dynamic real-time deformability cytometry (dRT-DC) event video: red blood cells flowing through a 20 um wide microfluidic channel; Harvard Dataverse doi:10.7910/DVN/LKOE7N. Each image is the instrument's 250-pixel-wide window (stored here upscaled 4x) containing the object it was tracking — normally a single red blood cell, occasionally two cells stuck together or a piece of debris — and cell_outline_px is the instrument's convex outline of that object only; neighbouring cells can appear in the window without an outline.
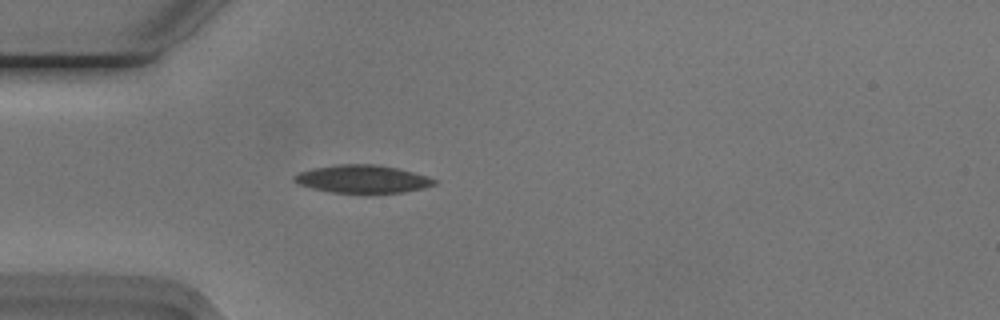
{"species": "Egyptian fruit bat (a non-hibernating species)", "species_latin": "Rousettus aegyptiacus", "temperature_condition": "cold", "stored_images_in_passage": 40, "camera_frame_rate_fps": 3000, "um_per_image_px": 0.085, "animal": {"sex": "male"}, "frame": {"image": 1, "passage_image": 1, "time_ms": 0.0, "image_size_px": [1000, 320], "cell_outline_px": [[436, 184], [424, 188], [404, 192], [364, 196], [332, 192], [312, 188], [300, 184], [292, 180], [292, 176], [300, 172], [312, 168], [336, 164], [372, 164], [396, 168], [412, 172], [436, 180]], "centroid_in_image_um": [30.78, 15.26], "position_along_channel_um": 54.2, "area_um2": 23.41}}
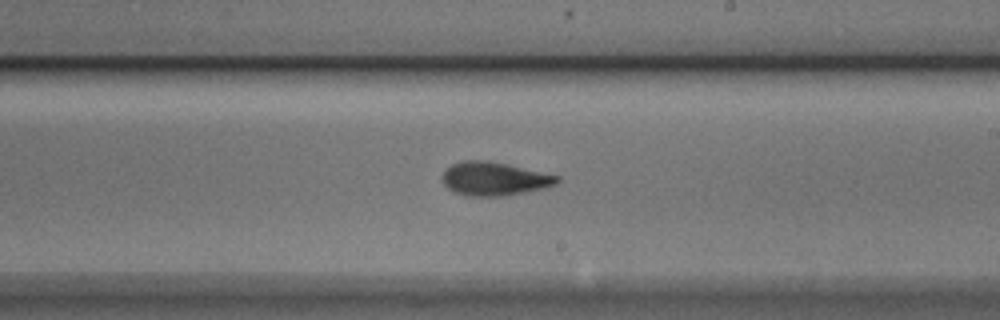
{"frame": {"image": 2, "passage_image": 17, "time_ms": 5.333, "image_size_px": [1000, 320], "cell_outline_px": [[560, 180], [556, 184], [544, 188], [504, 196], [464, 196], [452, 192], [440, 180], [444, 172], [452, 164], [460, 160], [488, 160], [508, 164], [560, 176]], "centroid_in_image_um": [41.98, 15.19], "position_along_channel_um": 247.0, "area_um2": 22.66}}
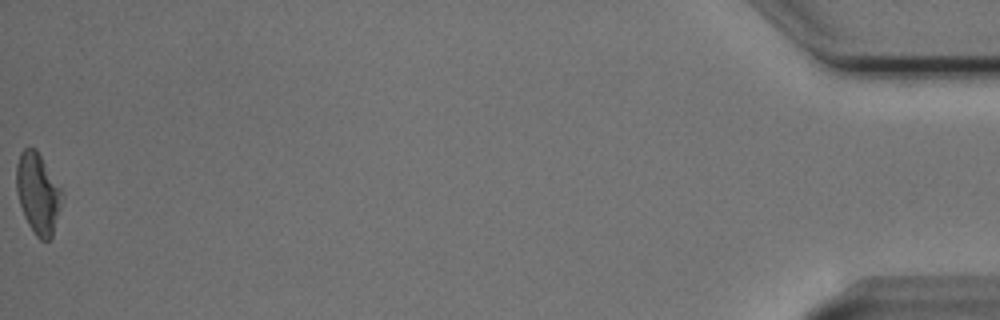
{"frame": {"image": 3, "passage_image": 40, "time_ms": 13.0, "image_size_px": [1000, 320], "cell_outline_px": [[64, 196], [52, 236], [48, 240], [40, 240], [36, 236], [28, 224], [24, 216], [16, 192], [16, 164], [20, 152], [24, 148], [36, 148], [64, 192]], "centroid_in_image_um": [3.23, 16.42], "position_along_channel_um": 432.0, "area_um2": 21.68}, "authors_computed_cell_mechanics": {"area_um2": 21.675, "velocity_mm_per_s": 3.7462, "shape_relaxation_time_tau1_ms": 3.6445, "shape_relaxation_time_tau2_ms": 2.8894, "deformation_change_tau1": 0.1388, "deformation_change_tau2": 0.081}}